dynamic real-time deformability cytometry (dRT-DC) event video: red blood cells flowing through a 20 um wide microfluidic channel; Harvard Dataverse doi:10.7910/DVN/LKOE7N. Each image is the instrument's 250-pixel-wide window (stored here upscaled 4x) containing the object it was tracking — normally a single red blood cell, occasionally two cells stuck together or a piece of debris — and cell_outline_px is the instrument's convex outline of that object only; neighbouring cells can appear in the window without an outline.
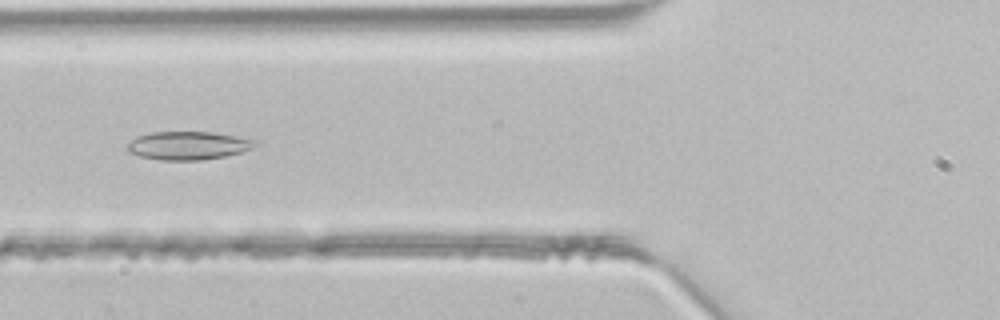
{"species": "common noctule bat (a hibernating species)", "species_latin": "Nyctalus noctula", "temperature_condition": "room temperature", "stored_images_in_passage": 33, "segment_of_instrument_passage": [1, 2], "camera_frame_rate_fps": 3000, "um_per_image_px": 0.085, "animal": {"sex": "male", "body_mass_g": 21.5, "forearm_length_mm": 52.0}, "frame": {"image": 1, "passage_image": 5, "time_ms": 1.333, "image_size_px": [1000, 320], "cell_outline_px": [[256, 144], [252, 148], [240, 152], [224, 156], [200, 160], [160, 160], [140, 156], [132, 152], [128, 148], [128, 144], [136, 136], [152, 132], [212, 132], [256, 140]], "centroid_in_image_um": [15.99, 12.37], "position_along_channel_um": 109.8, "area_um2": 20.69}}
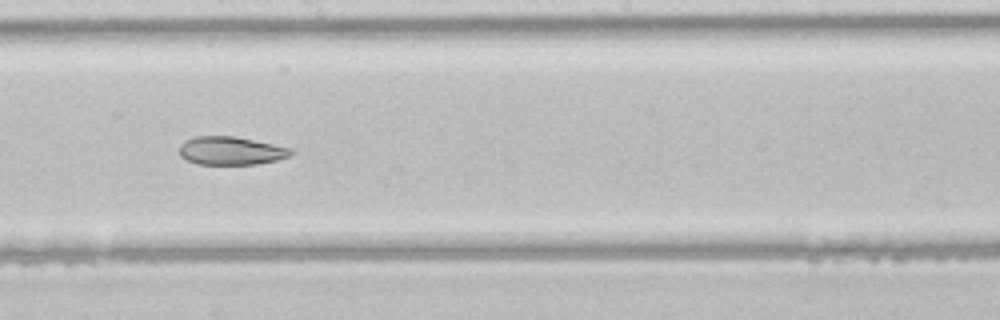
{"frame": {"image": 2, "passage_image": 13, "time_ms": 4.0, "image_size_px": [1000, 320], "cell_outline_px": [[292, 152], [288, 156], [276, 160], [256, 164], [196, 164], [180, 156], [180, 144], [184, 140], [192, 136], [232, 136], [292, 148]], "centroid_in_image_um": [19.57, 12.81], "position_along_channel_um": 228.6, "area_um2": 18.21}}
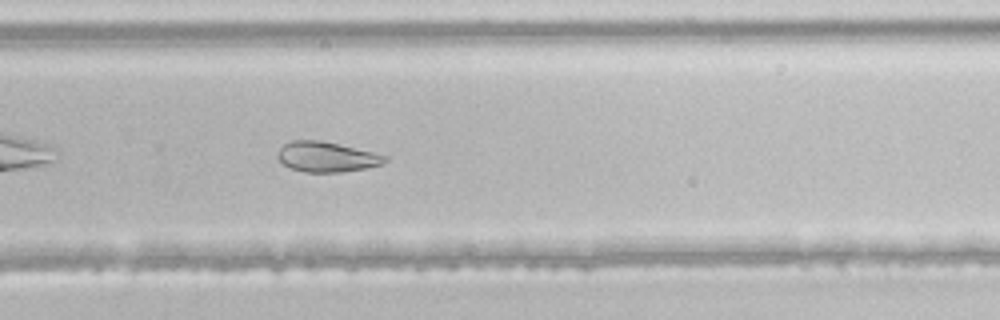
{"frame": {"image": 3, "passage_image": 18, "time_ms": 5.667, "image_size_px": [1000, 320], "cell_outline_px": [[388, 160], [384, 164], [364, 168], [340, 172], [304, 172], [292, 168], [284, 164], [276, 156], [280, 148], [284, 144], [292, 140], [320, 140], [372, 152], [388, 156]], "centroid_in_image_um": [27.76, 13.33], "position_along_channel_um": 302.0, "area_um2": 18.67}}